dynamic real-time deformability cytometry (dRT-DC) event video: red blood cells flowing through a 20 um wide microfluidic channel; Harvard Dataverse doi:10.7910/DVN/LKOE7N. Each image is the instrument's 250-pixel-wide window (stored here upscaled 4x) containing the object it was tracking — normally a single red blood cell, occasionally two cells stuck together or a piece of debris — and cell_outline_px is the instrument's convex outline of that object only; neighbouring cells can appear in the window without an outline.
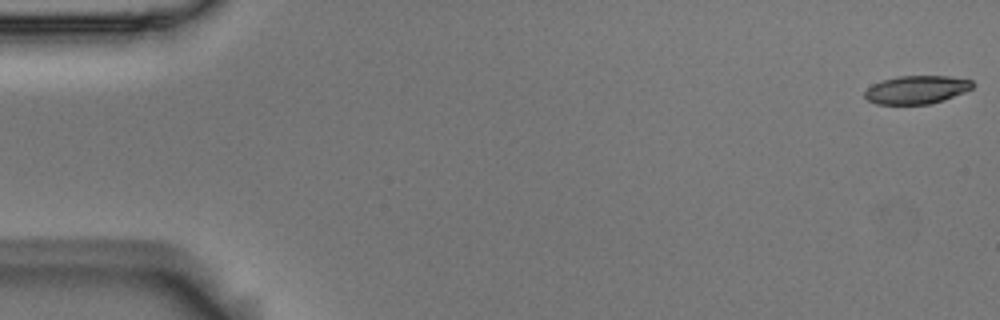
{"species": "Egyptian fruit bat (a non-hibernating species)", "species_latin": "Rousettus aegyptiacus", "temperature_condition": "room temperature", "stored_images_in_passage": 55, "camera_frame_rate_fps": 3000, "um_per_image_px": 0.085, "animal": {"sex": "male"}, "frame": {"image": 1, "passage_image": 1, "time_ms": 0.0, "image_size_px": [1000, 320], "cell_outline_px": [[976, 84], [972, 88], [964, 92], [944, 100], [928, 104], [876, 104], [868, 100], [864, 96], [864, 92], [872, 84], [884, 80], [900, 76], [952, 76], [972, 80]], "centroid_in_image_um": [77.94, 7.62], "position_along_channel_um": 7.1, "area_um2": 17.74}}
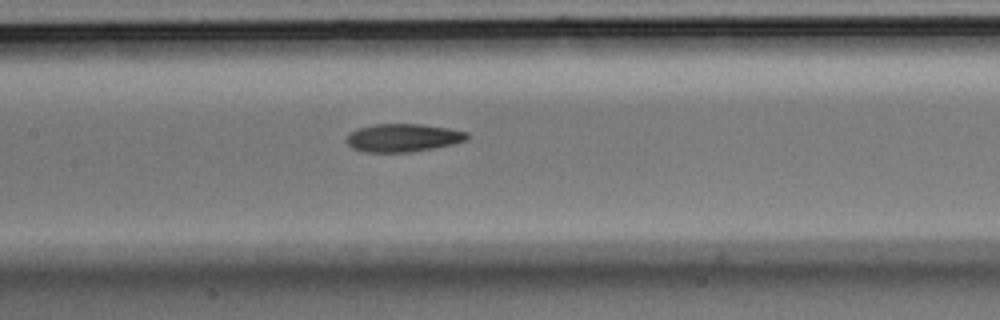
{"frame": {"image": 2, "passage_image": 26, "time_ms": 8.333, "image_size_px": [1000, 320], "cell_outline_px": [[468, 140], [436, 148], [412, 152], [364, 152], [352, 148], [344, 140], [348, 132], [356, 128], [376, 124], [420, 124], [448, 128], [468, 132]], "centroid_in_image_um": [34.22, 11.71], "position_along_channel_um": 173.2, "area_um2": 20.0}}
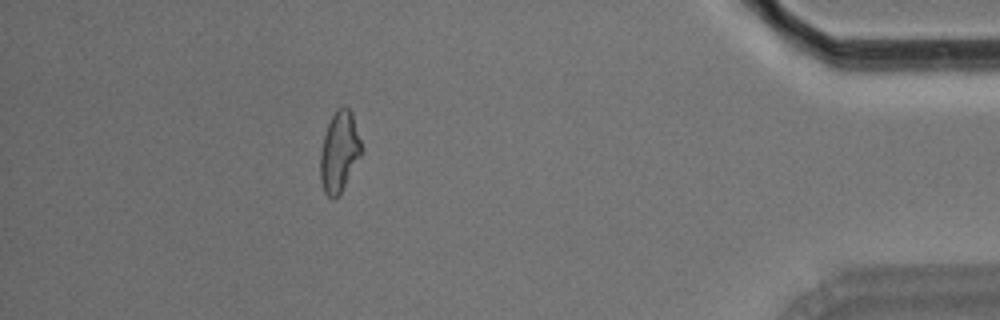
{"frame": {"image": 3, "passage_image": 49, "time_ms": 16.0, "image_size_px": [1000, 320], "cell_outline_px": [[364, 152], [340, 192], [332, 200], [324, 192], [320, 180], [320, 152], [324, 136], [328, 124], [336, 108], [344, 104], [352, 112], [364, 148]], "centroid_in_image_um": [28.87, 12.86], "position_along_channel_um": 406.3, "area_um2": 19.59}, "authors_computed_cell_mechanics": {"area_um2": 19.4786, "velocity_mm_per_s": 3.6862, "shape_relaxation_time_tau1_ms": 6.2567, "shape_relaxation_time_tau2_ms": 8.4471, "deformation_change_tau1": 0.1777, "deformation_change_tau2": 0.206}}